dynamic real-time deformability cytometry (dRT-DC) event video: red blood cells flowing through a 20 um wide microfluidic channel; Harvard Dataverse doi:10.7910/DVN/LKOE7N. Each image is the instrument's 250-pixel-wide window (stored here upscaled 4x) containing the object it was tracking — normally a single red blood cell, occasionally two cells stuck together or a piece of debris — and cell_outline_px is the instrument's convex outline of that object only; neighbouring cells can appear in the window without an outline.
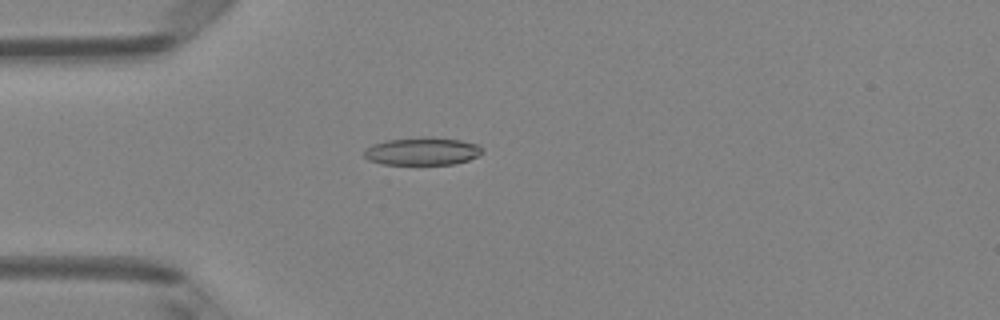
{"species": "Egyptian fruit bat (a non-hibernating species)", "species_latin": "Rousettus aegyptiacus", "temperature_condition": "room temperature", "stored_images_in_passage": 4, "camera_frame_rate_fps": 3000, "um_per_image_px": 0.085, "animal": {"sex": "female"}, "frame": {"image": 1, "passage_image": 4, "time_ms": 1.0, "image_size_px": [1000, 320], "cell_outline_px": [[484, 152], [468, 160], [456, 164], [384, 164], [368, 160], [364, 156], [364, 148], [372, 144], [388, 140], [428, 136], [460, 140], [476, 144], [484, 148]], "centroid_in_image_um": [35.89, 12.85], "position_along_channel_um": 49.1, "area_um2": 19.19}}